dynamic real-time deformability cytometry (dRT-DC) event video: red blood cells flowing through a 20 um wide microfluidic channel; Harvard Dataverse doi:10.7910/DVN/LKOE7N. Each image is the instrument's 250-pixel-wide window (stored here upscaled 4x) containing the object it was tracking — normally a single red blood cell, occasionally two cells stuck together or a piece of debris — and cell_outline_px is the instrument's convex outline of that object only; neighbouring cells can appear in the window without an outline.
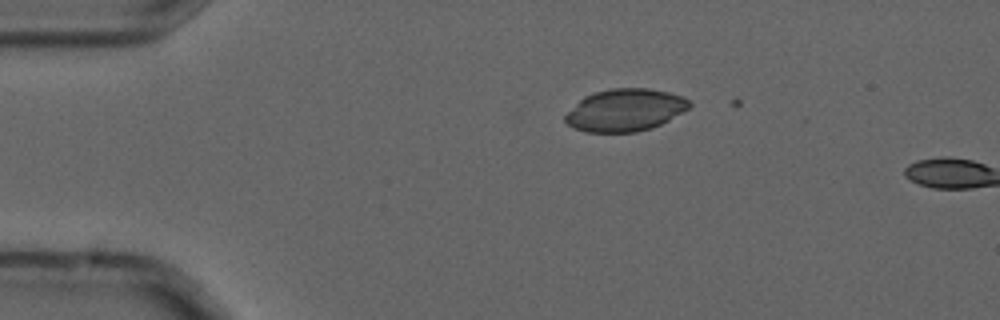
{"species": "common noctule bat (a hibernating species)", "species_latin": "Nyctalus noctula", "temperature_condition": "cold", "stored_images_in_passage": 3, "camera_frame_rate_fps": 3000, "um_per_image_px": 0.085, "animal": {"sex": "male", "forearm_length_mm": 52.5}, "frame": {"image": 1, "passage_image": 2, "time_ms": 0.333, "image_size_px": [1000, 320], "cell_outline_px": [[692, 104], [688, 108], [668, 120], [652, 128], [636, 132], [584, 132], [572, 128], [564, 120], [564, 116], [584, 96], [596, 92], [612, 88], [648, 88], [668, 92], [684, 96]], "centroid_in_image_um": [53.12, 9.36], "position_along_channel_um": 31.9, "area_um2": 30.52}}